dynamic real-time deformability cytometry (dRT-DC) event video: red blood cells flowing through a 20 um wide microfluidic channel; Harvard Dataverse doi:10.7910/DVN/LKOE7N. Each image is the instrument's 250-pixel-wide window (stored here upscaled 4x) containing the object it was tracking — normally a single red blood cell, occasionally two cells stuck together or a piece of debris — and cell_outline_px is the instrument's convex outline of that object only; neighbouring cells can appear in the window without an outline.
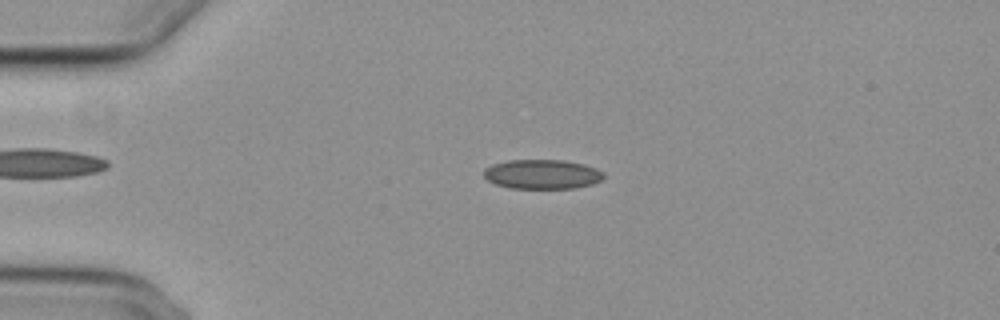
{"species": "common noctule bat (a hibernating species)", "species_latin": "Nyctalus noctula", "temperature_condition": "cold", "stored_images_in_passage": 55, "camera_frame_rate_fps": 3000, "um_per_image_px": 0.085, "animal": {"sex": "female", "body_mass_g": 29.2, "forearm_length_mm": 56.3}, "frame": {"image": 1, "passage_image": 13, "time_ms": 4.0, "image_size_px": [1000, 320], "cell_outline_px": [[604, 176], [600, 180], [592, 184], [576, 188], [508, 188], [496, 184], [488, 180], [484, 176], [484, 168], [492, 164], [508, 160], [564, 160], [584, 164], [596, 168], [604, 172]], "centroid_in_image_um": [46.08, 14.8], "position_along_channel_um": 38.9, "area_um2": 20.63}}
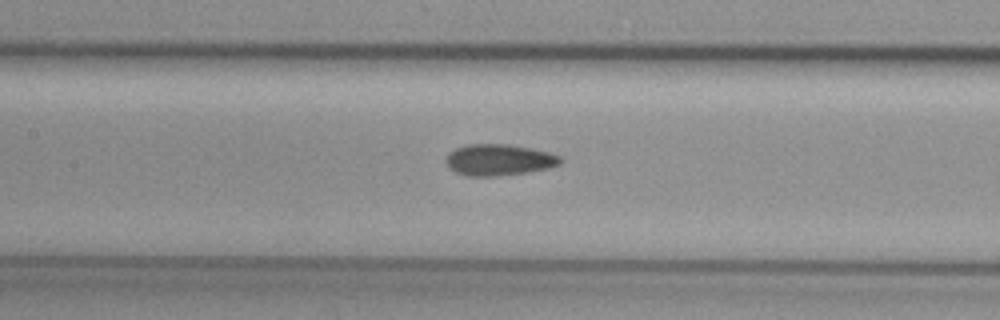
{"frame": {"image": 2, "passage_image": 26, "time_ms": 8.333, "image_size_px": [1000, 320], "cell_outline_px": [[564, 160], [560, 164], [548, 168], [528, 172], [496, 176], [468, 176], [456, 172], [448, 168], [444, 160], [448, 152], [456, 148], [468, 144], [508, 144], [532, 148], [548, 152], [560, 156]], "centroid_in_image_um": [42.39, 13.58], "position_along_channel_um": 165.0, "area_um2": 21.1}}
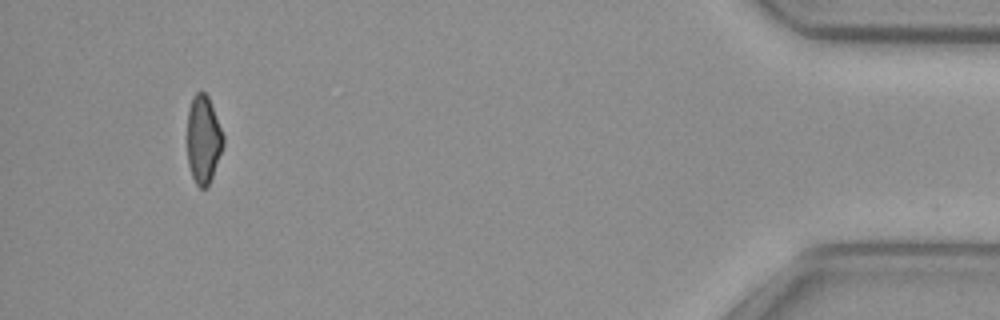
{"frame": {"image": 3, "passage_image": 52, "time_ms": 17.0, "image_size_px": [1000, 320], "cell_outline_px": [[224, 144], [208, 188], [200, 188], [196, 184], [192, 176], [188, 164], [188, 108], [192, 96], [196, 92], [204, 92], [208, 96], [224, 136]], "centroid_in_image_um": [17.28, 11.86], "position_along_channel_um": 417.9, "area_um2": 18.44}, "authors_computed_cell_mechanics": {"area_um2": 20.4612, "velocity_mm_per_s": 3.739, "shape_relaxation_time_tau1_ms": null, "shape_relaxation_time_tau2_ms": 4.1387, "deformation_change_tau1": null, "deformation_change_tau2": 0.0914}}